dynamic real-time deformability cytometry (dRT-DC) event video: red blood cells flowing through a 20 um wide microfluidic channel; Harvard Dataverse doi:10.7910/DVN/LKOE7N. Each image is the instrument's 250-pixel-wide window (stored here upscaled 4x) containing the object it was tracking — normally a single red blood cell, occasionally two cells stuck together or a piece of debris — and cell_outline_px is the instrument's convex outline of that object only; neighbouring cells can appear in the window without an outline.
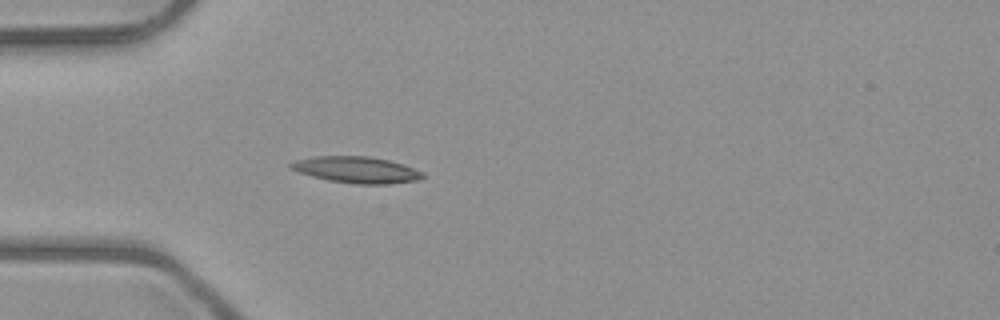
{"species": "common noctule bat (a hibernating species)", "species_latin": "Nyctalus noctula", "temperature_condition": "room temperature", "stored_images_in_passage": 4, "camera_frame_rate_fps": 3000, "um_per_image_px": 0.085, "animal": {"sex": "male", "body_mass_g": 23.1, "forearm_length_mm": 52.7}, "frame": {"image": 1, "passage_image": 4, "time_ms": 3.667, "image_size_px": [1000, 320], "cell_outline_px": [[424, 176], [416, 180], [388, 184], [352, 184], [328, 180], [312, 176], [288, 168], [288, 164], [296, 160], [316, 156], [368, 156], [388, 160], [404, 164], [424, 172]], "centroid_in_image_um": [30.3, 14.43], "position_along_channel_um": 54.7, "area_um2": 20.29}}